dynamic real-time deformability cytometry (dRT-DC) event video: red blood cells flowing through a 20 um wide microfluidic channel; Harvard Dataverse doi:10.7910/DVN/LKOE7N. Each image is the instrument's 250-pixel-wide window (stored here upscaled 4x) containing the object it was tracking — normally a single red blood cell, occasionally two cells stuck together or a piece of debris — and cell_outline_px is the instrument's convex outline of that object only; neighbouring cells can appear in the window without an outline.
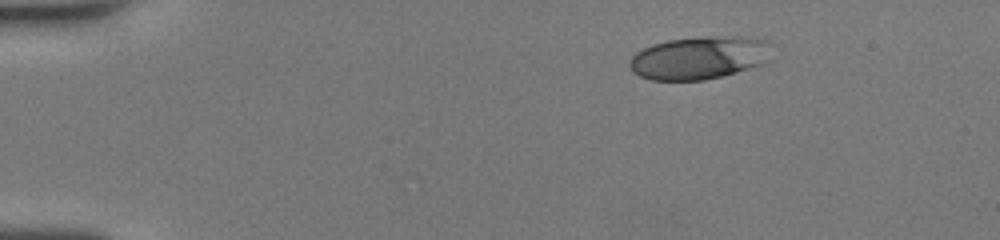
{"species": "human", "species_latin": "Homo sapiens", "temperature_condition": "room temperature", "stored_images_in_passage": 45, "camera_frame_rate_fps": 3000, "um_per_image_px": 0.085, "donor": {"sex": "female"}, "frame": {"image": 1, "passage_image": 1, "time_ms": 0.0, "image_size_px": [1000, 240], "cell_outline_px": [[776, 44], [768, 60], [760, 64], [736, 72], [704, 80], [652, 80], [640, 76], [632, 72], [628, 64], [632, 56], [636, 52], [652, 44], [668, 40], [700, 36], [756, 36], [772, 40]], "centroid_in_image_um": [59.53, 4.87], "position_along_channel_um": 25.5, "area_um2": 36.36}}
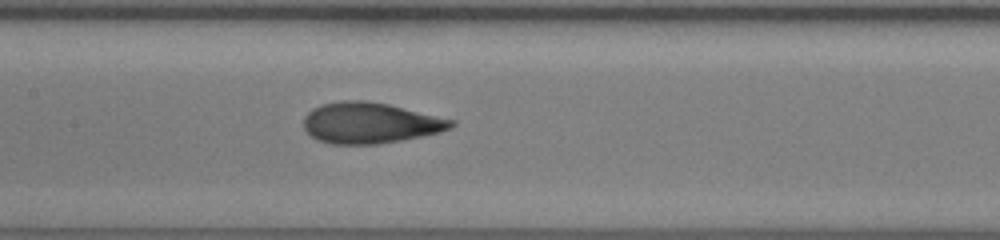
{"frame": {"image": 2, "passage_image": 19, "time_ms": 6.0, "image_size_px": [1000, 240], "cell_outline_px": [[456, 124], [452, 128], [440, 132], [400, 140], [376, 144], [332, 144], [320, 140], [312, 136], [304, 128], [304, 116], [312, 108], [320, 104], [344, 100], [364, 100], [388, 104], [456, 120]], "centroid_in_image_um": [31.47, 10.44], "position_along_channel_um": 175.9, "area_um2": 35.08}}
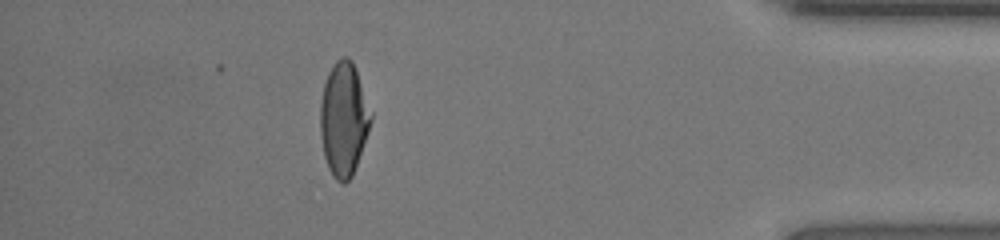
{"frame": {"image": 3, "passage_image": 39, "time_ms": 12.667, "image_size_px": [1000, 240], "cell_outline_px": [[372, 120], [368, 132], [352, 176], [344, 184], [340, 184], [332, 176], [328, 168], [324, 156], [320, 132], [320, 104], [324, 84], [328, 72], [336, 60], [344, 56], [348, 56], [352, 60], [356, 68], [372, 112]], "centroid_in_image_um": [29.21, 10.11], "position_along_channel_um": 406.0, "area_um2": 33.7}, "authors_computed_cell_mechanics": {"area_um2": 34.0442, "velocity_mm_per_s": 4.0737, "shape_relaxation_time_tau1_ms": 8.5611, "shape_relaxation_time_tau2_ms": 1.0899, "deformation_change_tau1": 0.2682, "deformation_change_tau2": 0.0696}}